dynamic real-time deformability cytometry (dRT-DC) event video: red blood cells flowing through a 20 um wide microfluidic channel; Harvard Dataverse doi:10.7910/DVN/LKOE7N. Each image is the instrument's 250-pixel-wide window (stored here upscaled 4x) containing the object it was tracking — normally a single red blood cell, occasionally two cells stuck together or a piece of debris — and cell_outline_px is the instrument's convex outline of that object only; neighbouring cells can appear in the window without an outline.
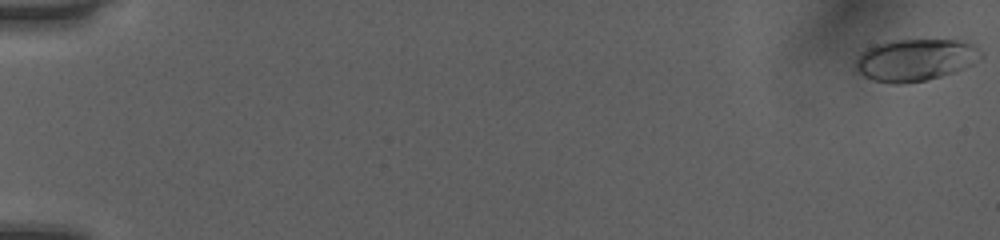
{"species": "human", "species_latin": "Homo sapiens", "temperature_condition": "room temperature", "stored_images_in_passage": 52, "camera_frame_rate_fps": 3000, "um_per_image_px": 0.085, "donor": {"sex": "female"}, "frame": {"image": 1, "passage_image": 1, "time_ms": 0.0, "image_size_px": [1000, 240], "cell_outline_px": [[984, 56], [980, 60], [956, 72], [924, 80], [904, 84], [892, 84], [872, 80], [864, 76], [852, 68], [852, 64], [856, 56], [860, 52], [876, 44], [888, 40], [956, 40], [972, 44], [984, 52]], "centroid_in_image_um": [77.76, 5.1], "position_along_channel_um": 7.2, "area_um2": 31.27}}
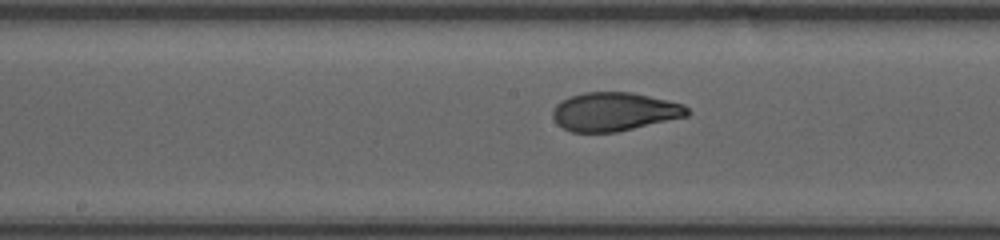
{"frame": {"image": 2, "passage_image": 29, "time_ms": 9.333, "image_size_px": [1000, 240], "cell_outline_px": [[692, 112], [688, 116], [616, 132], [572, 132], [556, 124], [552, 116], [552, 108], [560, 100], [584, 92], [632, 92], [668, 100], [684, 104]], "centroid_in_image_um": [52.22, 9.49], "position_along_channel_um": 196.0, "area_um2": 30.46}}
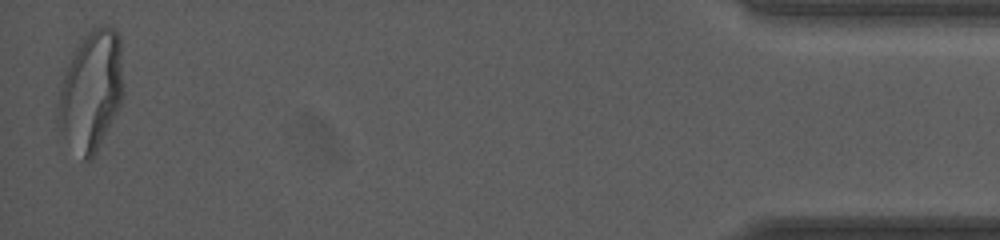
{"frame": {"image": 3, "passage_image": 52, "time_ms": 17.0, "image_size_px": [1000, 240], "cell_outline_px": [[124, 92], [120, 104], [92, 160], [84, 160], [64, 136], [56, 124], [56, 104], [60, 84], [72, 56], [84, 36], [92, 28], [104, 24], [116, 28], [120, 36]], "centroid_in_image_um": [7.75, 7.69], "position_along_channel_um": 427.5, "area_um2": 45.78}, "authors_computed_cell_mechanics": {"area_um2": 30.7785, "velocity_mm_per_s": 4.0529, "shape_relaxation_time_tau1_ms": 6.8249, "shape_relaxation_time_tau2_ms": 0.7741, "deformation_change_tau1": 0.234, "deformation_change_tau2": 0.0673}}